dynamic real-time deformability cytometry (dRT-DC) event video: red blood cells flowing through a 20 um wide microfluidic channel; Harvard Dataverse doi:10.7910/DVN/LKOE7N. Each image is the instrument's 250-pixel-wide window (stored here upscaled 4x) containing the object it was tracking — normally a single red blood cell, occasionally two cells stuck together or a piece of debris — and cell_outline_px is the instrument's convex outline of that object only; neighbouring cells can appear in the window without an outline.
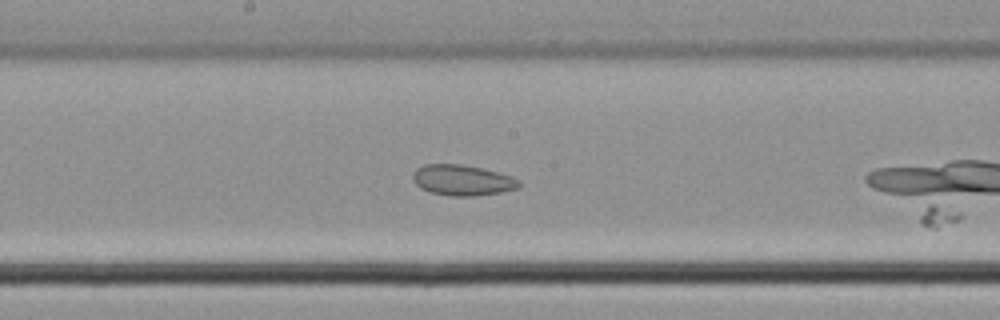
{"species": "common noctule bat (a hibernating species)", "species_latin": "Nyctalus noctula", "temperature_condition": "cold", "stored_images_in_passage": 16, "camera_frame_rate_fps": 3000, "um_per_image_px": 0.085, "animal": {"sex": "male", "body_mass_g": 21.5, "forearm_length_mm": 52.0}, "frame": {"image": 1, "passage_image": 12, "time_ms": 3.667, "image_size_px": [1000, 320], "cell_outline_px": [[520, 188], [500, 192], [472, 196], [448, 196], [432, 192], [420, 188], [412, 180], [412, 176], [416, 168], [424, 164], [460, 164], [480, 168], [512, 176], [520, 180]], "centroid_in_image_um": [39.29, 15.32], "position_along_channel_um": 208.9, "area_um2": 18.96}}